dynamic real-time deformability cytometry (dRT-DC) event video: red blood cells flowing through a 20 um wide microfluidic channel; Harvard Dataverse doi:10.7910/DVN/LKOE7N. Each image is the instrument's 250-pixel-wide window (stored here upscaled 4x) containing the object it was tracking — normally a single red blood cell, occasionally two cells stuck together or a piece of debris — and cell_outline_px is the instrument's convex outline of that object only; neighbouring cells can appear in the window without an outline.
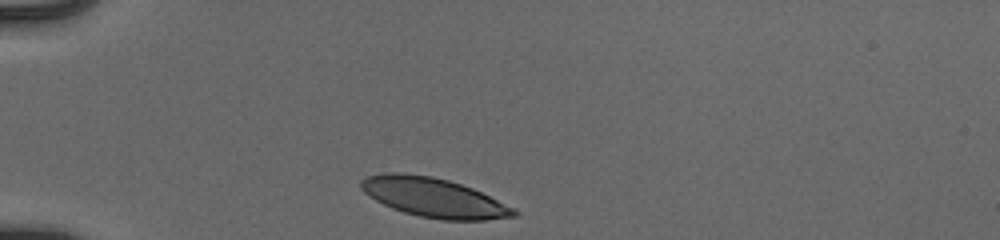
{"species": "human", "species_latin": "Homo sapiens", "temperature_condition": "cold", "stored_images_in_passage": 32, "camera_frame_rate_fps": 3000, "um_per_image_px": 0.085, "donor": {"sex": "male"}, "frame": {"image": 1, "passage_image": 1, "time_ms": 0.0, "image_size_px": [1000, 240], "cell_outline_px": [[520, 212], [516, 216], [484, 220], [440, 220], [420, 216], [404, 212], [392, 208], [376, 200], [364, 192], [360, 188], [360, 180], [368, 176], [384, 172], [404, 172], [432, 176], [448, 180], [472, 188]], "centroid_in_image_um": [36.82, 16.78], "position_along_channel_um": 48.2, "area_um2": 34.74}}
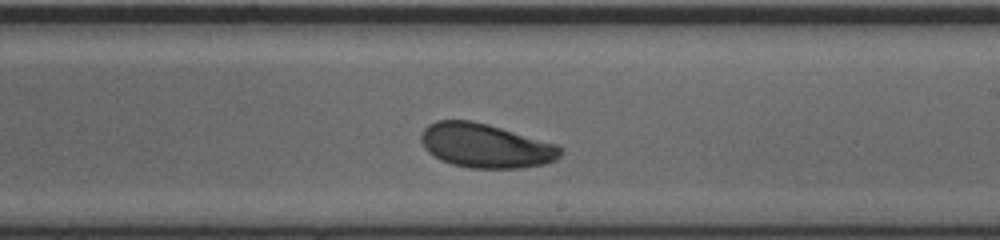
{"frame": {"image": 2, "passage_image": 19, "time_ms": 6.0, "image_size_px": [1000, 240], "cell_outline_px": [[564, 152], [556, 160], [544, 164], [520, 168], [468, 168], [452, 164], [440, 160], [428, 152], [424, 148], [420, 140], [420, 136], [424, 128], [428, 124], [436, 120], [472, 120], [488, 124], [556, 144]], "centroid_in_image_um": [41.24, 12.38], "position_along_channel_um": 247.8, "area_um2": 36.01}}
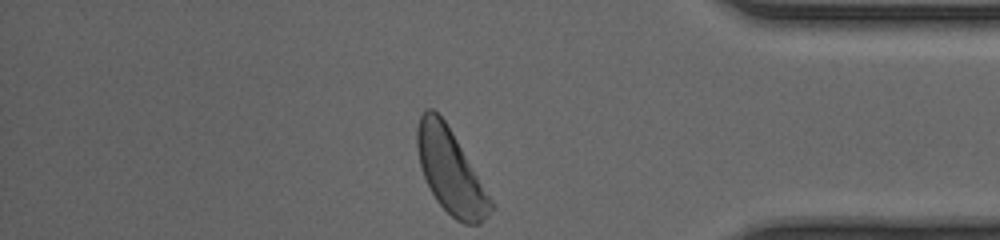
{"frame": {"image": 3, "passage_image": 32, "time_ms": 10.333, "image_size_px": [1000, 240], "cell_outline_px": [[496, 208], [480, 224], [464, 224], [456, 220], [436, 200], [424, 176], [420, 164], [416, 144], [416, 128], [420, 116], [428, 108], [432, 108], [444, 120], [452, 132], [496, 204]], "centroid_in_image_um": [38.33, 14.59], "position_along_channel_um": 396.9, "area_um2": 36.01}, "authors_computed_cell_mechanics": {"area_um2": 36.0094, "velocity_mm_per_s": 3.8885, "shape_relaxation_time_tau1_ms": 2.4536, "shape_relaxation_time_tau2_ms": null, "deformation_change_tau1": 0.1266, "deformation_change_tau2": null}}